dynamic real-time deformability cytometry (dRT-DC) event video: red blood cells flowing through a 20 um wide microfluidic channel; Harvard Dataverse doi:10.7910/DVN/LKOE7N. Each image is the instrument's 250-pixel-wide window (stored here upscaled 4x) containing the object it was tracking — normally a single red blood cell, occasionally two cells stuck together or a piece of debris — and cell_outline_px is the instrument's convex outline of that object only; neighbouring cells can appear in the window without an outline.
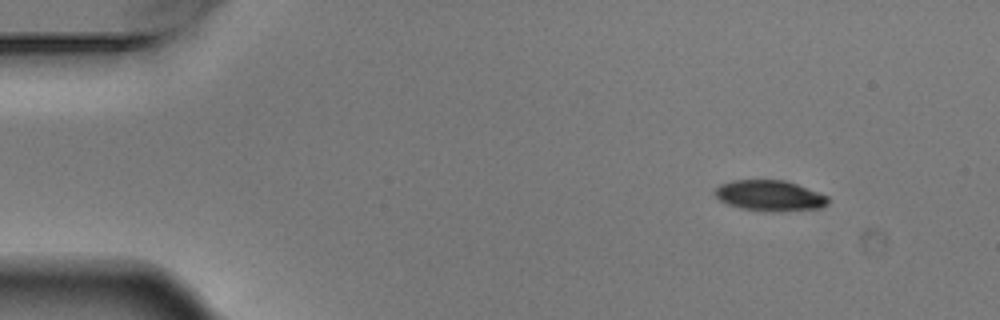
{"species": "Egyptian fruit bat (a non-hibernating species)", "species_latin": "Rousettus aegyptiacus", "temperature_condition": "warm", "stored_images_in_passage": 5, "camera_frame_rate_fps": 3000, "um_per_image_px": 0.085, "animal": {"sex": "male"}, "frame": {"image": 1, "passage_image": 1, "time_ms": 0.0, "image_size_px": [1000, 320], "cell_outline_px": [[828, 204], [820, 208], [740, 208], [728, 204], [720, 200], [716, 196], [716, 188], [720, 184], [732, 180], [784, 180], [796, 184], [828, 196]], "centroid_in_image_um": [65.38, 16.56], "position_along_channel_um": 19.6, "area_um2": 18.9}}
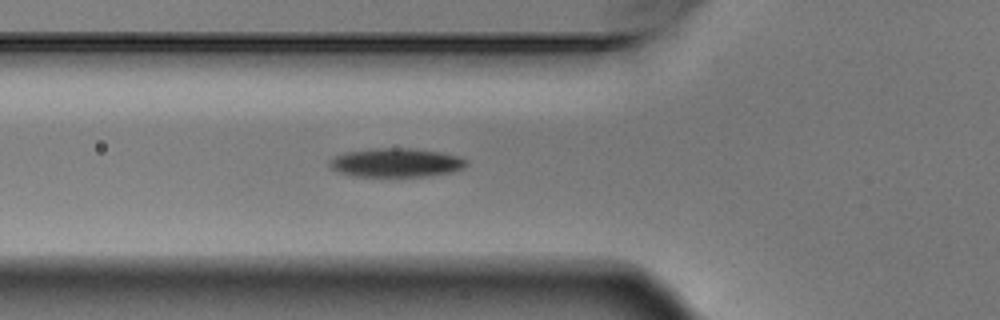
{"frame": {"image": 2, "passage_image": 5, "time_ms": 1.333, "image_size_px": [1000, 320], "cell_outline_px": [[468, 164], [464, 168], [452, 172], [428, 176], [352, 176], [340, 172], [332, 168], [328, 164], [328, 160], [344, 152], [372, 148], [408, 148], [440, 152], [456, 156], [468, 160]], "centroid_in_image_um": [33.66, 13.82], "position_along_channel_um": 92.1, "area_um2": 23.0}}